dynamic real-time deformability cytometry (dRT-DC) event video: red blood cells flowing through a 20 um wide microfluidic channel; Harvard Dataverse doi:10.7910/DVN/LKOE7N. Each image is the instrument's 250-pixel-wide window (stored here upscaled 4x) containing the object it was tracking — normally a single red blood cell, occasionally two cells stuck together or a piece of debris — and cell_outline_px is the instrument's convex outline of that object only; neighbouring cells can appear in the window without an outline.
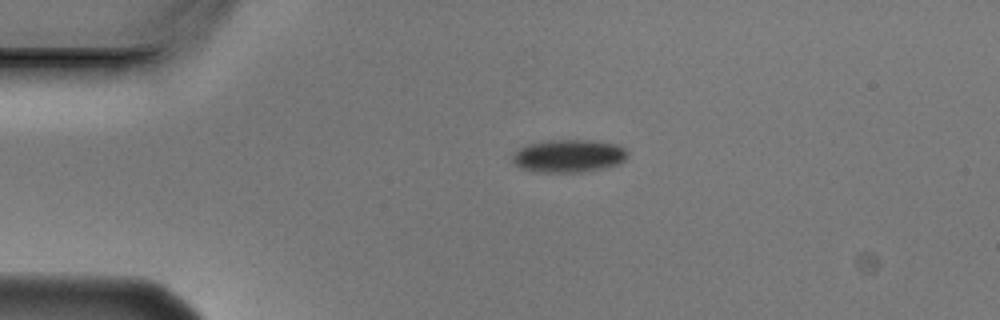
{"species": "Egyptian fruit bat (a non-hibernating species)", "species_latin": "Rousettus aegyptiacus", "temperature_condition": "cold", "stored_images_in_passage": 2, "camera_frame_rate_fps": 3000, "um_per_image_px": 0.085, "animal": {"sex": "male"}, "frame": {"image": 1, "passage_image": 1, "time_ms": 0.0, "image_size_px": [1000, 320], "cell_outline_px": [[628, 156], [620, 164], [608, 168], [584, 172], [536, 172], [520, 168], [512, 164], [512, 152], [528, 144], [548, 140], [596, 140], [620, 144], [628, 152]], "centroid_in_image_um": [48.36, 13.26], "position_along_channel_um": 36.6, "area_um2": 22.66}}